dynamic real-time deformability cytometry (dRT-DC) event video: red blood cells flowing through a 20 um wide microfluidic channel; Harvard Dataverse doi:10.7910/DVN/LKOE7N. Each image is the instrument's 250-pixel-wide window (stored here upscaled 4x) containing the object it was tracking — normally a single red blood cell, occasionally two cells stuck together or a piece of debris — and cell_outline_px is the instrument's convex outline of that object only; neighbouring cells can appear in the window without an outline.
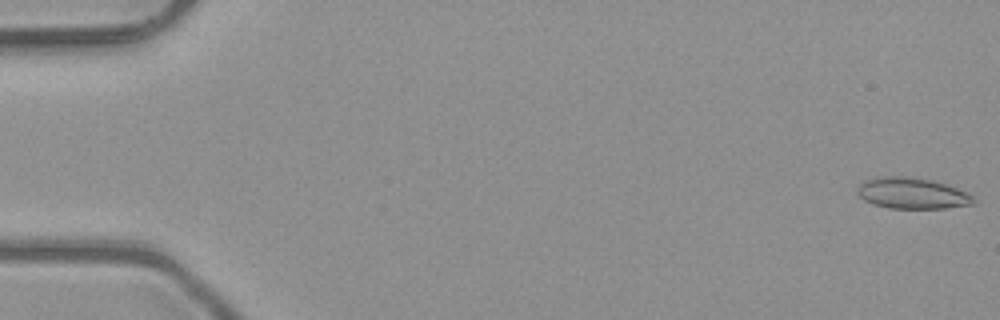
{"species": "common noctule bat (a hibernating species)", "species_latin": "Nyctalus noctula", "temperature_condition": "room temperature", "stored_images_in_passage": 5, "camera_frame_rate_fps": 3000, "um_per_image_px": 0.085, "animal": {"sex": "male", "body_mass_g": 23.1, "forearm_length_mm": 52.7}, "frame": {"image": 1, "passage_image": 1, "time_ms": 0.0, "image_size_px": [1000, 320], "cell_outline_px": [[976, 200], [972, 204], [944, 208], [888, 208], [872, 204], [864, 200], [856, 192], [860, 184], [864, 180], [884, 176], [904, 176], [932, 180], [968, 192]], "centroid_in_image_um": [77.51, 16.43], "position_along_channel_um": 7.5, "area_um2": 20.92}}